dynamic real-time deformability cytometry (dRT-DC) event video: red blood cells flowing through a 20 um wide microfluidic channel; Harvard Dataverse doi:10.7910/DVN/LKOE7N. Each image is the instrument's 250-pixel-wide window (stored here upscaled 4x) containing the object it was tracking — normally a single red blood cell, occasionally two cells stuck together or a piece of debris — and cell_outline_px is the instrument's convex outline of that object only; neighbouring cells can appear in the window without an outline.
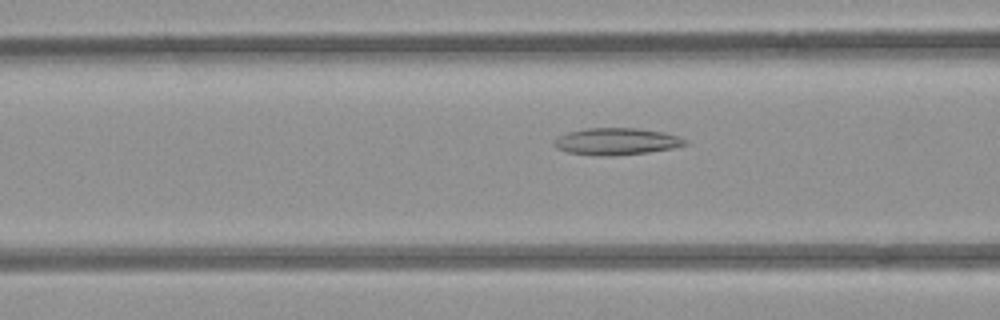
{"species": "common noctule bat (a hibernating species)", "species_latin": "Nyctalus noctula", "temperature_condition": "room temperature", "stored_images_in_passage": 53, "camera_frame_rate_fps": 3000, "um_per_image_px": 0.085, "animal": {"sex": "female", "body_mass_g": 21.9}, "frame": {"image": 1, "passage_image": 21, "time_ms": 6.667, "image_size_px": [1000, 320], "cell_outline_px": [[688, 144], [672, 148], [648, 152], [616, 156], [596, 156], [568, 152], [556, 148], [552, 144], [552, 140], [556, 136], [568, 132], [588, 128], [636, 128], [664, 132], [680, 136], [688, 140]], "centroid_in_image_um": [52.38, 12.02], "position_along_channel_um": 114.2, "area_um2": 20.87}}
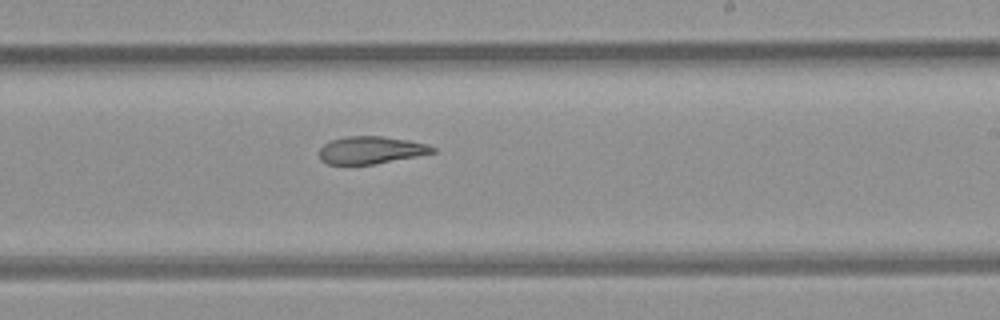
{"frame": {"image": 2, "passage_image": 32, "time_ms": 10.333, "image_size_px": [1000, 320], "cell_outline_px": [[436, 152], [416, 156], [372, 164], [328, 164], [320, 160], [320, 148], [324, 144], [332, 140], [344, 136], [380, 136], [408, 140], [428, 144], [436, 148]], "centroid_in_image_um": [31.52, 12.75], "position_along_channel_um": 257.5, "area_um2": 17.98}}
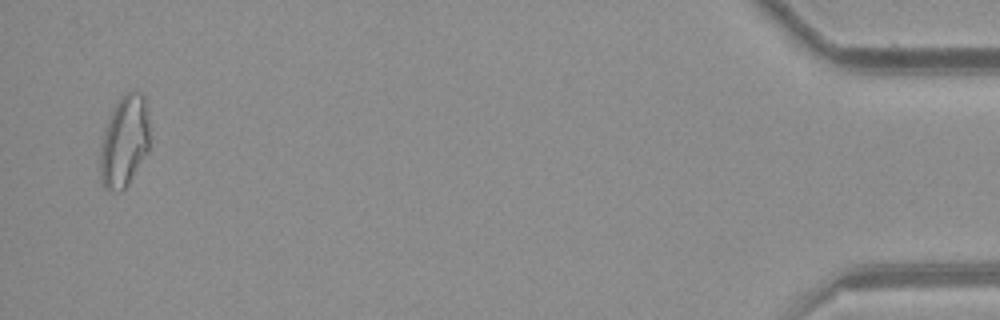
{"frame": {"image": 3, "passage_image": 52, "time_ms": 17.0, "image_size_px": [1000, 320], "cell_outline_px": [[148, 152], [128, 184], [120, 192], [104, 188], [100, 176], [100, 152], [104, 132], [108, 120], [120, 96], [124, 92], [140, 92], [144, 96], [148, 116]], "centroid_in_image_um": [10.57, 12.02], "position_along_channel_um": 424.6, "area_um2": 26.13}, "authors_computed_cell_mechanics": {"area_um2": 22.7154, "velocity_mm_per_s": 3.9097, "shape_relaxation_time_tau1_ms": null, "shape_relaxation_time_tau2_ms": 3.1602, "deformation_change_tau1": null, "deformation_change_tau2": 0.1184}}